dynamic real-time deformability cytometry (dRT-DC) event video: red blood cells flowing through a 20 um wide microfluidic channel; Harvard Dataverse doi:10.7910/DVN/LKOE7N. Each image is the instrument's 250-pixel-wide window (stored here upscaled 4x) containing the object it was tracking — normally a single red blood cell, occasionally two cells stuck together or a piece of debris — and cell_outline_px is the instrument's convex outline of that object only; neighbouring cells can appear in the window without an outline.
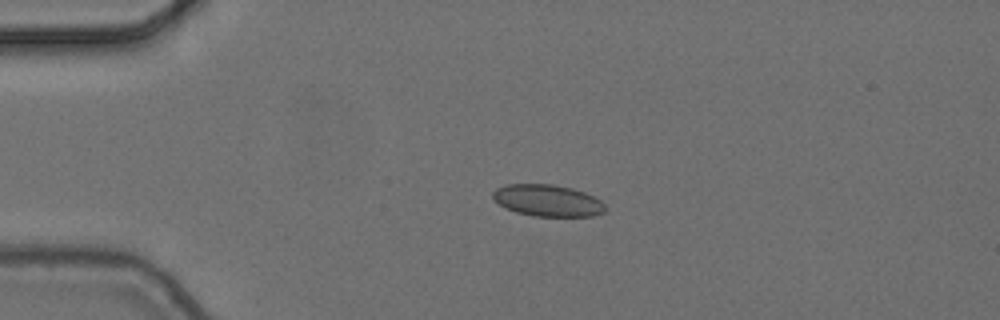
{"species": "common noctule bat (a hibernating species)", "species_latin": "Nyctalus noctula", "temperature_condition": "cold", "stored_images_in_passage": 2, "camera_frame_rate_fps": 3000, "um_per_image_px": 0.085, "animal": {"sex": "female", "body_mass_g": 24.6, "forearm_length_mm": 56.2}, "frame": {"image": 1, "passage_image": 2, "time_ms": 0.333, "image_size_px": [1000, 320], "cell_outline_px": [[608, 208], [604, 212], [592, 216], [532, 216], [516, 212], [500, 204], [492, 196], [492, 192], [496, 188], [508, 184], [552, 184], [572, 188], [584, 192], [600, 200]], "centroid_in_image_um": [46.57, 17.04], "position_along_channel_um": 38.4, "area_um2": 20.69}}